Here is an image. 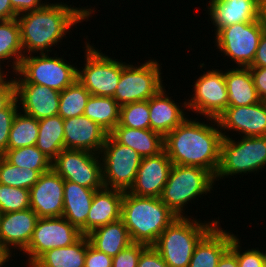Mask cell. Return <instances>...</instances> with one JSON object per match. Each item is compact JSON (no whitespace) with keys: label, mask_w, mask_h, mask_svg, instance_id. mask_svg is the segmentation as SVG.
I'll use <instances>...</instances> for the list:
<instances>
[{"label":"cell","mask_w":266,"mask_h":267,"mask_svg":"<svg viewBox=\"0 0 266 267\" xmlns=\"http://www.w3.org/2000/svg\"><path fill=\"white\" fill-rule=\"evenodd\" d=\"M214 69V70H213ZM204 71L203 75L196 78L193 88L194 94L186 100L187 111L190 110L197 116L217 119L228 107V92L224 71L213 68Z\"/></svg>","instance_id":"obj_14"},{"label":"cell","mask_w":266,"mask_h":267,"mask_svg":"<svg viewBox=\"0 0 266 267\" xmlns=\"http://www.w3.org/2000/svg\"><path fill=\"white\" fill-rule=\"evenodd\" d=\"M216 120L223 137L229 131L241 137L266 136V102L227 107Z\"/></svg>","instance_id":"obj_15"},{"label":"cell","mask_w":266,"mask_h":267,"mask_svg":"<svg viewBox=\"0 0 266 267\" xmlns=\"http://www.w3.org/2000/svg\"><path fill=\"white\" fill-rule=\"evenodd\" d=\"M38 219L31 208L0 214V250L9 258H12L15 248L20 252L24 251L29 245Z\"/></svg>","instance_id":"obj_17"},{"label":"cell","mask_w":266,"mask_h":267,"mask_svg":"<svg viewBox=\"0 0 266 267\" xmlns=\"http://www.w3.org/2000/svg\"><path fill=\"white\" fill-rule=\"evenodd\" d=\"M2 156L14 166L36 170L40 174L51 169L52 161L35 145L7 150Z\"/></svg>","instance_id":"obj_34"},{"label":"cell","mask_w":266,"mask_h":267,"mask_svg":"<svg viewBox=\"0 0 266 267\" xmlns=\"http://www.w3.org/2000/svg\"><path fill=\"white\" fill-rule=\"evenodd\" d=\"M217 267H239L236 254L229 248L220 258Z\"/></svg>","instance_id":"obj_49"},{"label":"cell","mask_w":266,"mask_h":267,"mask_svg":"<svg viewBox=\"0 0 266 267\" xmlns=\"http://www.w3.org/2000/svg\"><path fill=\"white\" fill-rule=\"evenodd\" d=\"M86 236L92 247L112 258L132 243L122 219L99 227Z\"/></svg>","instance_id":"obj_28"},{"label":"cell","mask_w":266,"mask_h":267,"mask_svg":"<svg viewBox=\"0 0 266 267\" xmlns=\"http://www.w3.org/2000/svg\"><path fill=\"white\" fill-rule=\"evenodd\" d=\"M99 155L104 187L128 191L135 181L142 157L132 148L118 143L110 134Z\"/></svg>","instance_id":"obj_11"},{"label":"cell","mask_w":266,"mask_h":267,"mask_svg":"<svg viewBox=\"0 0 266 267\" xmlns=\"http://www.w3.org/2000/svg\"><path fill=\"white\" fill-rule=\"evenodd\" d=\"M10 2L17 15L41 9L47 3L42 0H10Z\"/></svg>","instance_id":"obj_46"},{"label":"cell","mask_w":266,"mask_h":267,"mask_svg":"<svg viewBox=\"0 0 266 267\" xmlns=\"http://www.w3.org/2000/svg\"><path fill=\"white\" fill-rule=\"evenodd\" d=\"M147 247L141 243H131L112 258V267H137L141 252Z\"/></svg>","instance_id":"obj_41"},{"label":"cell","mask_w":266,"mask_h":267,"mask_svg":"<svg viewBox=\"0 0 266 267\" xmlns=\"http://www.w3.org/2000/svg\"><path fill=\"white\" fill-rule=\"evenodd\" d=\"M206 119L211 122L187 117L164 137V150L173 164L204 168L215 176L223 135L216 119Z\"/></svg>","instance_id":"obj_2"},{"label":"cell","mask_w":266,"mask_h":267,"mask_svg":"<svg viewBox=\"0 0 266 267\" xmlns=\"http://www.w3.org/2000/svg\"><path fill=\"white\" fill-rule=\"evenodd\" d=\"M23 56L15 72V84L44 85L59 92L77 80L78 67L54 53H37ZM59 56V57H58ZM17 76V77H16Z\"/></svg>","instance_id":"obj_7"},{"label":"cell","mask_w":266,"mask_h":267,"mask_svg":"<svg viewBox=\"0 0 266 267\" xmlns=\"http://www.w3.org/2000/svg\"><path fill=\"white\" fill-rule=\"evenodd\" d=\"M137 267H169L153 246H147L138 260Z\"/></svg>","instance_id":"obj_44"},{"label":"cell","mask_w":266,"mask_h":267,"mask_svg":"<svg viewBox=\"0 0 266 267\" xmlns=\"http://www.w3.org/2000/svg\"><path fill=\"white\" fill-rule=\"evenodd\" d=\"M71 6L64 1L47 2L41 9L17 16L24 56L34 53H51L52 47L60 44L63 37L73 30L71 29L73 26L76 28L78 23L90 21L89 19L97 10L95 5L94 7L90 5L89 8L88 5L86 7Z\"/></svg>","instance_id":"obj_1"},{"label":"cell","mask_w":266,"mask_h":267,"mask_svg":"<svg viewBox=\"0 0 266 267\" xmlns=\"http://www.w3.org/2000/svg\"><path fill=\"white\" fill-rule=\"evenodd\" d=\"M30 208V190L0 184V213Z\"/></svg>","instance_id":"obj_38"},{"label":"cell","mask_w":266,"mask_h":267,"mask_svg":"<svg viewBox=\"0 0 266 267\" xmlns=\"http://www.w3.org/2000/svg\"><path fill=\"white\" fill-rule=\"evenodd\" d=\"M215 183V176L204 168L173 164L160 199L178 217H185L187 204L210 194Z\"/></svg>","instance_id":"obj_5"},{"label":"cell","mask_w":266,"mask_h":267,"mask_svg":"<svg viewBox=\"0 0 266 267\" xmlns=\"http://www.w3.org/2000/svg\"><path fill=\"white\" fill-rule=\"evenodd\" d=\"M7 73H10L9 70L4 72V68L0 67V79L3 78Z\"/></svg>","instance_id":"obj_51"},{"label":"cell","mask_w":266,"mask_h":267,"mask_svg":"<svg viewBox=\"0 0 266 267\" xmlns=\"http://www.w3.org/2000/svg\"><path fill=\"white\" fill-rule=\"evenodd\" d=\"M8 73L0 79V111L5 109L16 98L15 80L7 79Z\"/></svg>","instance_id":"obj_43"},{"label":"cell","mask_w":266,"mask_h":267,"mask_svg":"<svg viewBox=\"0 0 266 267\" xmlns=\"http://www.w3.org/2000/svg\"><path fill=\"white\" fill-rule=\"evenodd\" d=\"M219 225L217 222L196 244L188 267H217L236 236Z\"/></svg>","instance_id":"obj_23"},{"label":"cell","mask_w":266,"mask_h":267,"mask_svg":"<svg viewBox=\"0 0 266 267\" xmlns=\"http://www.w3.org/2000/svg\"><path fill=\"white\" fill-rule=\"evenodd\" d=\"M109 133L85 115L64 119L65 149L99 154Z\"/></svg>","instance_id":"obj_20"},{"label":"cell","mask_w":266,"mask_h":267,"mask_svg":"<svg viewBox=\"0 0 266 267\" xmlns=\"http://www.w3.org/2000/svg\"><path fill=\"white\" fill-rule=\"evenodd\" d=\"M90 40L84 43V65L78 68V81L93 96L113 97L119 83L122 68L127 64L125 61H118L99 51L90 44ZM81 68V69H80Z\"/></svg>","instance_id":"obj_9"},{"label":"cell","mask_w":266,"mask_h":267,"mask_svg":"<svg viewBox=\"0 0 266 267\" xmlns=\"http://www.w3.org/2000/svg\"><path fill=\"white\" fill-rule=\"evenodd\" d=\"M95 191L64 180L62 216L76 226L83 235H86V219Z\"/></svg>","instance_id":"obj_25"},{"label":"cell","mask_w":266,"mask_h":267,"mask_svg":"<svg viewBox=\"0 0 266 267\" xmlns=\"http://www.w3.org/2000/svg\"><path fill=\"white\" fill-rule=\"evenodd\" d=\"M0 257H8L3 251L0 250Z\"/></svg>","instance_id":"obj_52"},{"label":"cell","mask_w":266,"mask_h":267,"mask_svg":"<svg viewBox=\"0 0 266 267\" xmlns=\"http://www.w3.org/2000/svg\"><path fill=\"white\" fill-rule=\"evenodd\" d=\"M172 165L165 150L155 156L143 157L128 192L141 197L160 198Z\"/></svg>","instance_id":"obj_19"},{"label":"cell","mask_w":266,"mask_h":267,"mask_svg":"<svg viewBox=\"0 0 266 267\" xmlns=\"http://www.w3.org/2000/svg\"><path fill=\"white\" fill-rule=\"evenodd\" d=\"M15 85L19 111L37 120L58 115L59 91L38 84Z\"/></svg>","instance_id":"obj_21"},{"label":"cell","mask_w":266,"mask_h":267,"mask_svg":"<svg viewBox=\"0 0 266 267\" xmlns=\"http://www.w3.org/2000/svg\"><path fill=\"white\" fill-rule=\"evenodd\" d=\"M38 133V120L18 111L12 122L7 150L36 145Z\"/></svg>","instance_id":"obj_33"},{"label":"cell","mask_w":266,"mask_h":267,"mask_svg":"<svg viewBox=\"0 0 266 267\" xmlns=\"http://www.w3.org/2000/svg\"><path fill=\"white\" fill-rule=\"evenodd\" d=\"M263 253H264V266L266 267V251L265 252L263 251Z\"/></svg>","instance_id":"obj_53"},{"label":"cell","mask_w":266,"mask_h":267,"mask_svg":"<svg viewBox=\"0 0 266 267\" xmlns=\"http://www.w3.org/2000/svg\"><path fill=\"white\" fill-rule=\"evenodd\" d=\"M119 124L133 129H150L148 100L120 106Z\"/></svg>","instance_id":"obj_37"},{"label":"cell","mask_w":266,"mask_h":267,"mask_svg":"<svg viewBox=\"0 0 266 267\" xmlns=\"http://www.w3.org/2000/svg\"><path fill=\"white\" fill-rule=\"evenodd\" d=\"M159 61L148 59L144 63H127L114 93V100L120 105L149 100L163 87L162 66Z\"/></svg>","instance_id":"obj_10"},{"label":"cell","mask_w":266,"mask_h":267,"mask_svg":"<svg viewBox=\"0 0 266 267\" xmlns=\"http://www.w3.org/2000/svg\"><path fill=\"white\" fill-rule=\"evenodd\" d=\"M163 87L156 95L148 100L150 111V129L165 137L180 125L189 115L186 100L183 103L175 102L172 96ZM178 103V104H177ZM182 104V105H179ZM186 115V116H185Z\"/></svg>","instance_id":"obj_22"},{"label":"cell","mask_w":266,"mask_h":267,"mask_svg":"<svg viewBox=\"0 0 266 267\" xmlns=\"http://www.w3.org/2000/svg\"><path fill=\"white\" fill-rule=\"evenodd\" d=\"M19 104L15 98L5 109L0 111V155L2 156L8 147L9 134L13 119L19 111Z\"/></svg>","instance_id":"obj_40"},{"label":"cell","mask_w":266,"mask_h":267,"mask_svg":"<svg viewBox=\"0 0 266 267\" xmlns=\"http://www.w3.org/2000/svg\"><path fill=\"white\" fill-rule=\"evenodd\" d=\"M23 56L20 26L17 19L0 21V67L2 68V64L8 60L7 67H11L12 73H15Z\"/></svg>","instance_id":"obj_31"},{"label":"cell","mask_w":266,"mask_h":267,"mask_svg":"<svg viewBox=\"0 0 266 267\" xmlns=\"http://www.w3.org/2000/svg\"><path fill=\"white\" fill-rule=\"evenodd\" d=\"M36 147L51 161L65 149L64 119L60 115L38 120Z\"/></svg>","instance_id":"obj_30"},{"label":"cell","mask_w":266,"mask_h":267,"mask_svg":"<svg viewBox=\"0 0 266 267\" xmlns=\"http://www.w3.org/2000/svg\"><path fill=\"white\" fill-rule=\"evenodd\" d=\"M250 67H266V31L260 37L258 48Z\"/></svg>","instance_id":"obj_47"},{"label":"cell","mask_w":266,"mask_h":267,"mask_svg":"<svg viewBox=\"0 0 266 267\" xmlns=\"http://www.w3.org/2000/svg\"><path fill=\"white\" fill-rule=\"evenodd\" d=\"M40 175L36 170L14 166L0 155V184L30 190Z\"/></svg>","instance_id":"obj_36"},{"label":"cell","mask_w":266,"mask_h":267,"mask_svg":"<svg viewBox=\"0 0 266 267\" xmlns=\"http://www.w3.org/2000/svg\"><path fill=\"white\" fill-rule=\"evenodd\" d=\"M84 267H112V257L96 250L88 241Z\"/></svg>","instance_id":"obj_42"},{"label":"cell","mask_w":266,"mask_h":267,"mask_svg":"<svg viewBox=\"0 0 266 267\" xmlns=\"http://www.w3.org/2000/svg\"><path fill=\"white\" fill-rule=\"evenodd\" d=\"M261 101L266 102V67H248Z\"/></svg>","instance_id":"obj_45"},{"label":"cell","mask_w":266,"mask_h":267,"mask_svg":"<svg viewBox=\"0 0 266 267\" xmlns=\"http://www.w3.org/2000/svg\"><path fill=\"white\" fill-rule=\"evenodd\" d=\"M17 16L10 0H0V21L11 20L17 18Z\"/></svg>","instance_id":"obj_48"},{"label":"cell","mask_w":266,"mask_h":267,"mask_svg":"<svg viewBox=\"0 0 266 267\" xmlns=\"http://www.w3.org/2000/svg\"><path fill=\"white\" fill-rule=\"evenodd\" d=\"M9 260H11V258H9V257H0V267H2V266H4V267H6V262L8 263V261Z\"/></svg>","instance_id":"obj_50"},{"label":"cell","mask_w":266,"mask_h":267,"mask_svg":"<svg viewBox=\"0 0 266 267\" xmlns=\"http://www.w3.org/2000/svg\"><path fill=\"white\" fill-rule=\"evenodd\" d=\"M51 168L64 180L85 188L100 190L104 187L102 161L99 154L84 150L63 149L52 161Z\"/></svg>","instance_id":"obj_12"},{"label":"cell","mask_w":266,"mask_h":267,"mask_svg":"<svg viewBox=\"0 0 266 267\" xmlns=\"http://www.w3.org/2000/svg\"><path fill=\"white\" fill-rule=\"evenodd\" d=\"M64 179L52 168L30 188V208L39 218L62 217Z\"/></svg>","instance_id":"obj_18"},{"label":"cell","mask_w":266,"mask_h":267,"mask_svg":"<svg viewBox=\"0 0 266 267\" xmlns=\"http://www.w3.org/2000/svg\"><path fill=\"white\" fill-rule=\"evenodd\" d=\"M177 217L158 197H141L124 191L121 219L132 243L153 246Z\"/></svg>","instance_id":"obj_3"},{"label":"cell","mask_w":266,"mask_h":267,"mask_svg":"<svg viewBox=\"0 0 266 267\" xmlns=\"http://www.w3.org/2000/svg\"><path fill=\"white\" fill-rule=\"evenodd\" d=\"M203 222L191 215L177 217L163 230L153 247L169 267H188L196 244L220 221Z\"/></svg>","instance_id":"obj_4"},{"label":"cell","mask_w":266,"mask_h":267,"mask_svg":"<svg viewBox=\"0 0 266 267\" xmlns=\"http://www.w3.org/2000/svg\"><path fill=\"white\" fill-rule=\"evenodd\" d=\"M207 11L214 33L242 22L258 20L266 11V0H210Z\"/></svg>","instance_id":"obj_16"},{"label":"cell","mask_w":266,"mask_h":267,"mask_svg":"<svg viewBox=\"0 0 266 267\" xmlns=\"http://www.w3.org/2000/svg\"><path fill=\"white\" fill-rule=\"evenodd\" d=\"M241 238L236 235L231 240L230 249L236 254L239 267H265L264 266V253L259 248L246 249L242 251L240 244ZM261 250V251H260Z\"/></svg>","instance_id":"obj_39"},{"label":"cell","mask_w":266,"mask_h":267,"mask_svg":"<svg viewBox=\"0 0 266 267\" xmlns=\"http://www.w3.org/2000/svg\"><path fill=\"white\" fill-rule=\"evenodd\" d=\"M83 115L110 133L119 124L120 105L113 97L91 95Z\"/></svg>","instance_id":"obj_32"},{"label":"cell","mask_w":266,"mask_h":267,"mask_svg":"<svg viewBox=\"0 0 266 267\" xmlns=\"http://www.w3.org/2000/svg\"><path fill=\"white\" fill-rule=\"evenodd\" d=\"M266 31L265 13L255 21L233 24L220 29L215 35V46L221 56H227L237 66H251L258 48L260 37Z\"/></svg>","instance_id":"obj_8"},{"label":"cell","mask_w":266,"mask_h":267,"mask_svg":"<svg viewBox=\"0 0 266 267\" xmlns=\"http://www.w3.org/2000/svg\"><path fill=\"white\" fill-rule=\"evenodd\" d=\"M124 191L105 188L96 190L86 219V235L95 229L121 219Z\"/></svg>","instance_id":"obj_24"},{"label":"cell","mask_w":266,"mask_h":267,"mask_svg":"<svg viewBox=\"0 0 266 267\" xmlns=\"http://www.w3.org/2000/svg\"><path fill=\"white\" fill-rule=\"evenodd\" d=\"M88 241L87 236L82 235L69 246L50 249L30 267H84Z\"/></svg>","instance_id":"obj_29"},{"label":"cell","mask_w":266,"mask_h":267,"mask_svg":"<svg viewBox=\"0 0 266 267\" xmlns=\"http://www.w3.org/2000/svg\"><path fill=\"white\" fill-rule=\"evenodd\" d=\"M109 134L142 158L158 155L164 150V137L151 129H133L118 124Z\"/></svg>","instance_id":"obj_26"},{"label":"cell","mask_w":266,"mask_h":267,"mask_svg":"<svg viewBox=\"0 0 266 267\" xmlns=\"http://www.w3.org/2000/svg\"><path fill=\"white\" fill-rule=\"evenodd\" d=\"M229 69L224 71L228 107L248 106L261 102L250 69L243 67Z\"/></svg>","instance_id":"obj_27"},{"label":"cell","mask_w":266,"mask_h":267,"mask_svg":"<svg viewBox=\"0 0 266 267\" xmlns=\"http://www.w3.org/2000/svg\"><path fill=\"white\" fill-rule=\"evenodd\" d=\"M232 139V135L223 137L221 143L220 163L215 181L262 172L266 166V136L240 137ZM261 169V170H260ZM243 173V174H242Z\"/></svg>","instance_id":"obj_6"},{"label":"cell","mask_w":266,"mask_h":267,"mask_svg":"<svg viewBox=\"0 0 266 267\" xmlns=\"http://www.w3.org/2000/svg\"><path fill=\"white\" fill-rule=\"evenodd\" d=\"M90 96V92L77 79L60 92L58 115L63 119L83 115Z\"/></svg>","instance_id":"obj_35"},{"label":"cell","mask_w":266,"mask_h":267,"mask_svg":"<svg viewBox=\"0 0 266 267\" xmlns=\"http://www.w3.org/2000/svg\"><path fill=\"white\" fill-rule=\"evenodd\" d=\"M83 234L62 217L39 218L28 247L23 251L30 267L46 251L69 246Z\"/></svg>","instance_id":"obj_13"}]
</instances>
